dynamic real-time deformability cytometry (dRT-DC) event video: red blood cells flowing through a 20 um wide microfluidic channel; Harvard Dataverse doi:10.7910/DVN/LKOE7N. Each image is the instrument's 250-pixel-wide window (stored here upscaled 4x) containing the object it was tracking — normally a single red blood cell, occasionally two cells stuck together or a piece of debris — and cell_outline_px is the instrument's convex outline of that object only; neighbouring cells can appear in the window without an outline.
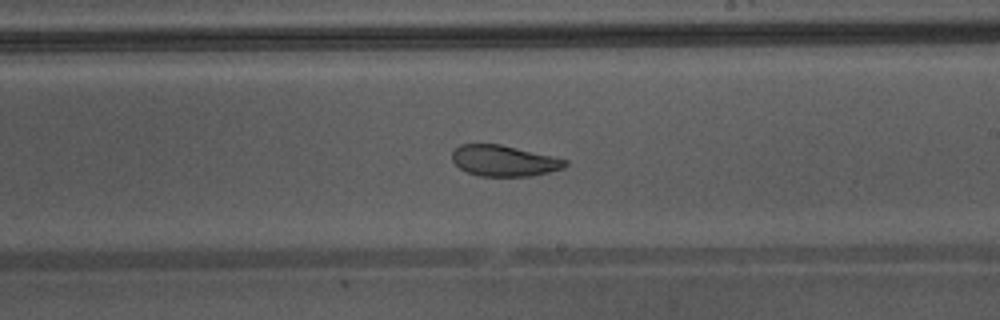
{"species": "Egyptian fruit bat (a non-hibernating species)", "species_latin": "Rousettus aegyptiacus", "temperature_condition": "warm", "stored_images_in_passage": 37, "camera_frame_rate_fps": 3000, "um_per_image_px": 0.085, "animal": {"sex": "male"}, "frame": {"image": 1, "passage_image": 22, "time_ms": 7.0, "image_size_px": [1000, 320], "cell_outline_px": [[568, 164], [564, 168], [532, 176], [480, 176], [468, 172], [460, 168], [452, 160], [452, 152], [460, 144], [500, 144], [552, 156], [568, 160]], "centroid_in_image_um": [42.85, 13.66], "position_along_channel_um": 246.2, "area_um2": 20.29}, "authors_computed_cell_mechanics": {"area_um2": 25.8944, "velocity_mm_per_s": 4.338, "shape_relaxation_time_tau1_ms": null, "shape_relaxation_time_tau2_ms": 1.5576, "deformation_change_tau1": null, "deformation_change_tau2": 0.0667}}